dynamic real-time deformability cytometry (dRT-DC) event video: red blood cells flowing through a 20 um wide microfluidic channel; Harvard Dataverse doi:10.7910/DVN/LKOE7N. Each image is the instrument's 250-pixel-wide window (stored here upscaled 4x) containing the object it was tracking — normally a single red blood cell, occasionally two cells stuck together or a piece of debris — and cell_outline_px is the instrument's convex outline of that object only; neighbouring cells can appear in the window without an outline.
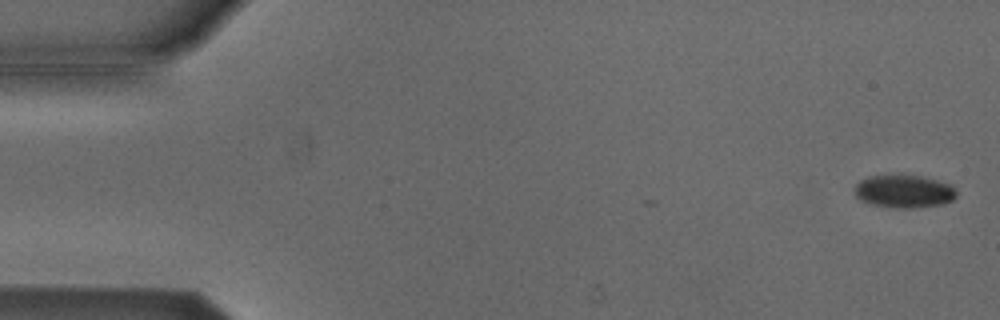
{"species": "Egyptian fruit bat (a non-hibernating species)", "species_latin": "Rousettus aegyptiacus", "temperature_condition": "cold", "stored_images_in_passage": 7, "camera_frame_rate_fps": 3000, "um_per_image_px": 0.085, "animal": {"sex": "male"}, "frame": {"image": 1, "passage_image": 2, "time_ms": 0.333, "image_size_px": [1000, 320], "cell_outline_px": [[956, 196], [952, 200], [944, 204], [912, 208], [896, 208], [872, 204], [860, 200], [856, 196], [856, 184], [860, 180], [868, 176], [920, 176], [952, 184], [956, 192]], "centroid_in_image_um": [76.86, 16.28], "position_along_channel_um": 8.1, "area_um2": 19.31}}